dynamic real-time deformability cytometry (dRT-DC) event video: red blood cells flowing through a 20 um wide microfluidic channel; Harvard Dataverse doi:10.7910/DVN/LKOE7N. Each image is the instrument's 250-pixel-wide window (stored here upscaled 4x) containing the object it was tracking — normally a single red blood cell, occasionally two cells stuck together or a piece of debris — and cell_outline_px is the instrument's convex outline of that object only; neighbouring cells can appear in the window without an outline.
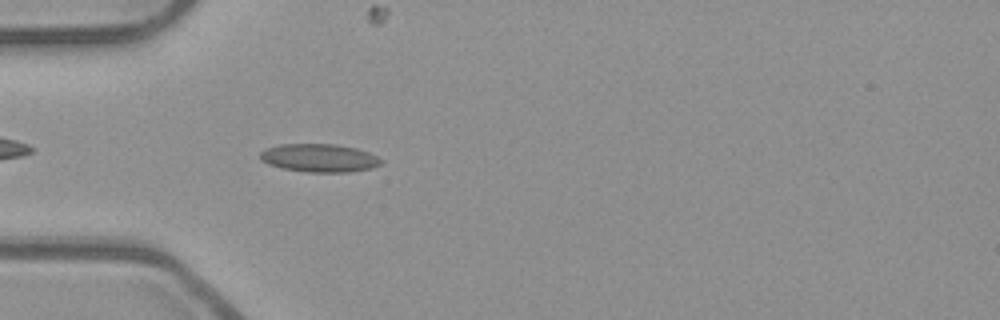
{"species": "common noctule bat (a hibernating species)", "species_latin": "Nyctalus noctula", "temperature_condition": "room temperature", "stored_images_in_passage": 40, "camera_frame_rate_fps": 3000, "um_per_image_px": 0.085, "animal": {"sex": "male", "body_mass_g": 23.1, "forearm_length_mm": 52.7}, "frame": {"image": 1, "passage_image": 4, "time_ms": 1.0, "image_size_px": [1000, 320], "cell_outline_px": [[384, 160], [380, 164], [372, 168], [348, 172], [308, 172], [280, 168], [268, 164], [260, 160], [260, 152], [264, 148], [280, 144], [336, 144], [356, 148], [368, 152]], "centroid_in_image_um": [27.11, 13.42], "position_along_channel_um": 57.9, "area_um2": 20.0}}
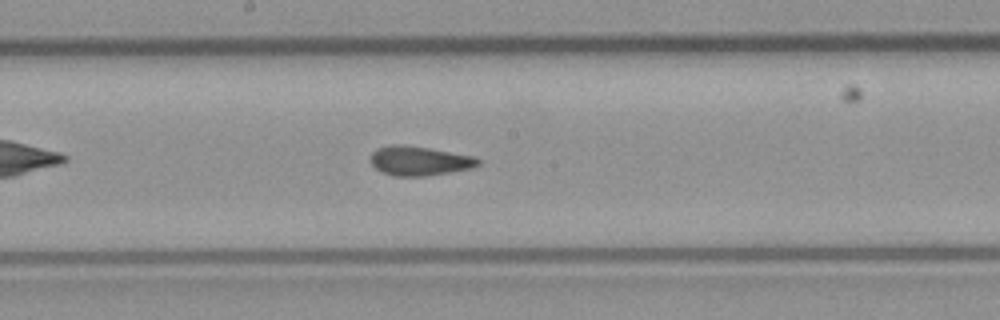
{"frame": {"image": 2, "passage_image": 16, "time_ms": 5.0, "image_size_px": [1000, 320], "cell_outline_px": [[480, 164], [472, 168], [424, 176], [396, 176], [384, 172], [376, 168], [368, 160], [372, 152], [376, 148], [392, 144], [400, 144], [428, 148], [472, 156], [480, 160]], "centroid_in_image_um": [35.6, 13.66], "position_along_channel_um": 212.6, "area_um2": 18.21}}
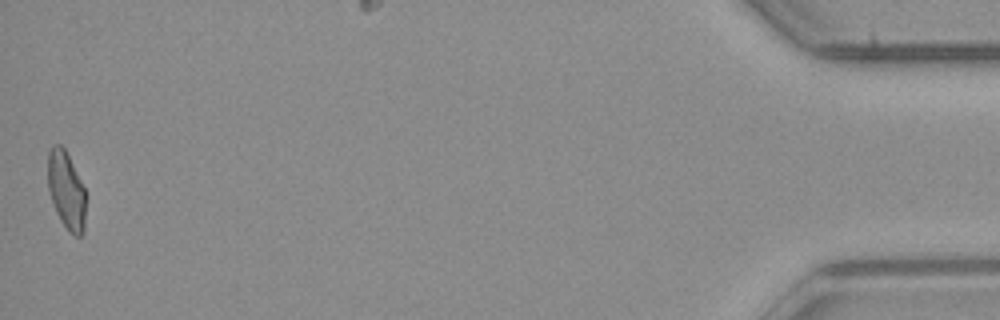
{"frame": {"image": 3, "passage_image": 40, "time_ms": 13.0, "image_size_px": [1000, 320], "cell_outline_px": [[88, 196], [84, 232], [80, 236], [76, 236], [60, 220], [56, 212], [48, 188], [48, 152], [52, 144], [60, 144], [64, 148]], "centroid_in_image_um": [5.67, 16.19], "position_along_channel_um": 429.5, "area_um2": 17.28}, "authors_computed_cell_mechanics": {"area_um2": 18.0914, "velocity_mm_per_s": 3.9542, "shape_relaxation_time_tau1_ms": null, "shape_relaxation_time_tau2_ms": 1.62, "deformation_change_tau1": null, "deformation_change_tau2": 0.0676}}